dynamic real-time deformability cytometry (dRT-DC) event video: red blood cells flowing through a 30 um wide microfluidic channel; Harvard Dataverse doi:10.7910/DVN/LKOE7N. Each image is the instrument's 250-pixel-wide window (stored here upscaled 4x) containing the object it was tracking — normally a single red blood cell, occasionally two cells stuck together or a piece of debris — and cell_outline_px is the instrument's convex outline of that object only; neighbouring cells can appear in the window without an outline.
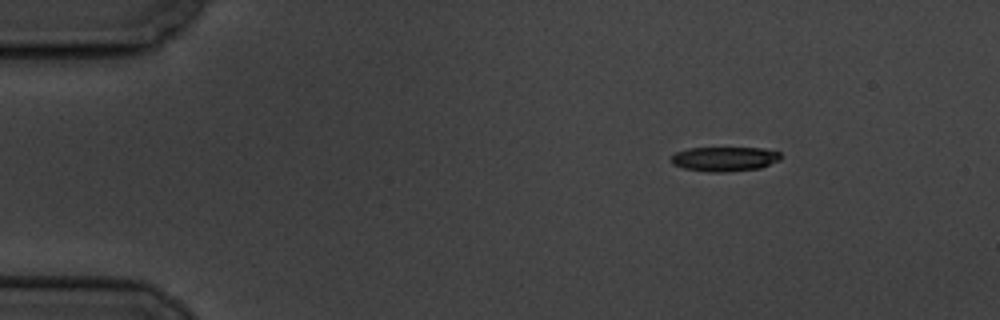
{"species": "common noctule bat (a hibernating species)", "species_latin": "Nyctalus noctula", "temperature_condition": "cold", "stored_images_in_passage": 5, "camera_frame_rate_fps": 3000, "um_per_image_px": 0.085, "animal": {"sex": "male", "body_mass_g": 19.5, "forearm_length_mm": 54.6}, "frame": {"image": 1, "passage_image": 1, "time_ms": 0.0, "image_size_px": [1000, 320], "cell_outline_px": [[780, 160], [760, 168], [724, 172], [708, 172], [684, 168], [672, 164], [672, 156], [676, 152], [688, 148], [764, 148], [780, 152]], "centroid_in_image_um": [61.59, 13.51], "position_along_channel_um": 23.4, "area_um2": 15.61}}
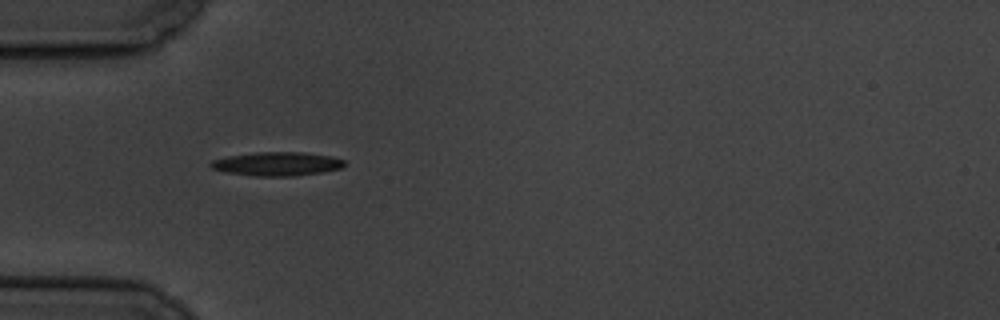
{"frame": {"image": 2, "passage_image": 4, "time_ms": 3.333, "image_size_px": [1000, 320], "cell_outline_px": [[344, 164], [340, 168], [320, 172], [296, 176], [252, 176], [224, 172], [212, 168], [208, 164], [212, 160], [228, 156], [256, 152], [304, 152], [332, 156], [344, 160]], "centroid_in_image_um": [23.51, 13.93], "position_along_channel_um": 61.5, "area_um2": 18.55}}
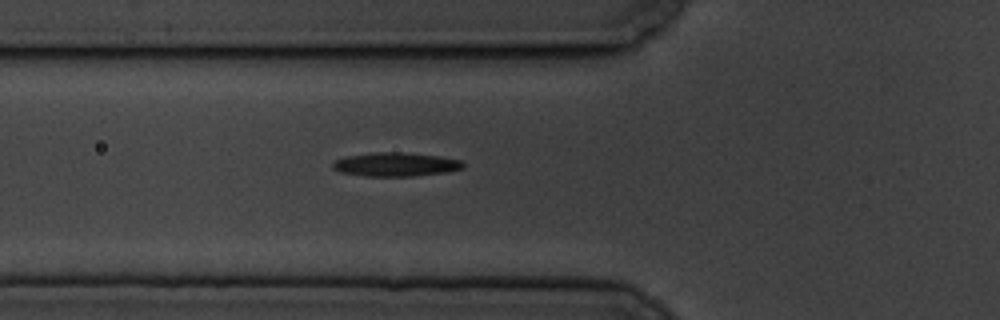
{"frame": {"image": 3, "passage_image": 5, "time_ms": 4.333, "image_size_px": [1000, 320], "cell_outline_px": [[464, 168], [444, 172], [412, 176], [364, 176], [340, 172], [332, 168], [332, 164], [336, 160], [344, 156], [376, 152], [400, 152], [440, 156], [464, 160]], "centroid_in_image_um": [33.63, 13.97], "position_along_channel_um": 92.2, "area_um2": 18.15}}